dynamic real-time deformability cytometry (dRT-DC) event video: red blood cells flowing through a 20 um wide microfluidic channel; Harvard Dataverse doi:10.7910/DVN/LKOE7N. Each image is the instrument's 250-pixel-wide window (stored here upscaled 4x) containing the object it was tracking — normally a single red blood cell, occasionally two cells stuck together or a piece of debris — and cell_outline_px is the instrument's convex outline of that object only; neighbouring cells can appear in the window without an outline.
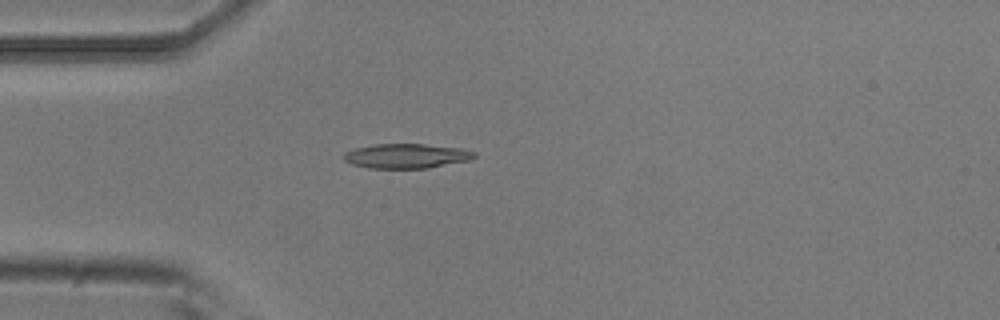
{"species": "common noctule bat (a hibernating species)", "species_latin": "Nyctalus noctula", "temperature_condition": "room temperature", "stored_images_in_passage": 4, "camera_frame_rate_fps": 3000, "um_per_image_px": 0.085, "animal": {"sex": "male", "body_mass_g": 20.5, "forearm_length_mm": 52.5}, "frame": {"image": 1, "passage_image": 4, "time_ms": 1.0, "image_size_px": [1000, 320], "cell_outline_px": [[476, 156], [472, 160], [428, 168], [368, 168], [352, 164], [344, 160], [344, 152], [356, 148], [372, 144], [424, 144], [460, 148], [476, 152]], "centroid_in_image_um": [34.57, 13.26], "position_along_channel_um": 50.4, "area_um2": 18.79}}